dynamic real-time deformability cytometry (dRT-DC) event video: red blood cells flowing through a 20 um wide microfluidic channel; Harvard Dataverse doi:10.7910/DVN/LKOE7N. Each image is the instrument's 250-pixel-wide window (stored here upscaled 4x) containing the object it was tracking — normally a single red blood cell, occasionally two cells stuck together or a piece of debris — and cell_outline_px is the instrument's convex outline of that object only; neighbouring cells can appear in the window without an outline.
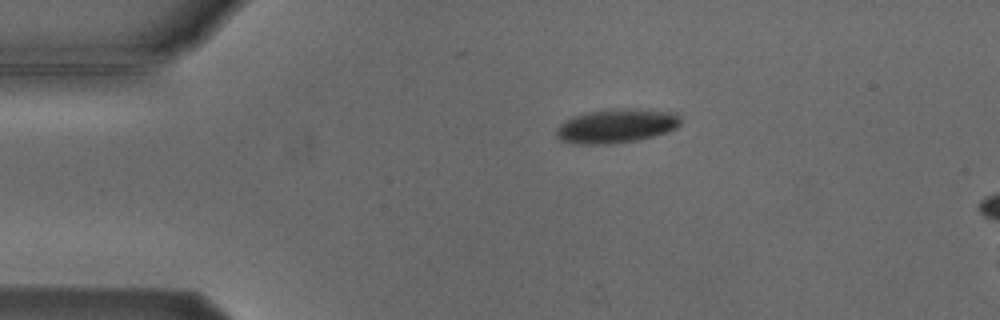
{"species": "Egyptian fruit bat (a non-hibernating species)", "species_latin": "Rousettus aegyptiacus", "temperature_condition": "cold", "stored_images_in_passage": 3, "camera_frame_rate_fps": 3000, "um_per_image_px": 0.085, "animal": {"sex": "male"}, "frame": {"image": 1, "passage_image": 1, "time_ms": 0.0, "image_size_px": [1000, 320], "cell_outline_px": [[680, 124], [676, 128], [668, 132], [636, 140], [608, 144], [576, 144], [560, 140], [556, 136], [556, 128], [564, 120], [572, 116], [584, 112], [608, 108], [640, 108], [676, 112], [680, 116]], "centroid_in_image_um": [52.38, 10.67], "position_along_channel_um": 32.6, "area_um2": 25.2}}